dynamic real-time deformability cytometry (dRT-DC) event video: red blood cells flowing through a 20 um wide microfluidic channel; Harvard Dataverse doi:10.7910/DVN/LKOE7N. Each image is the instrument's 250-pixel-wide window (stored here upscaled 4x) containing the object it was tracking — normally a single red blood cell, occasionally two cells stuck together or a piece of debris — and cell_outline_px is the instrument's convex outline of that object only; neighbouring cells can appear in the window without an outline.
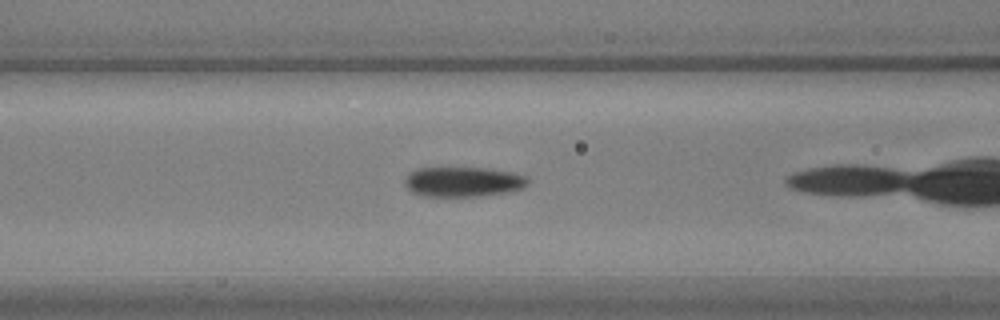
{"species": "common noctule bat (a hibernating species)", "species_latin": "Nyctalus noctula", "temperature_condition": "warm", "stored_images_in_passage": 41, "camera_frame_rate_fps": 3000, "um_per_image_px": 0.085, "animal": {"sex": "male", "body_mass_g": 17.9, "forearm_length_mm": 54.2}, "frame": {"image": 1, "passage_image": 6, "time_ms": 1.667, "image_size_px": [1000, 320], "cell_outline_px": [[528, 184], [524, 188], [508, 192], [480, 196], [424, 196], [412, 192], [404, 184], [404, 180], [408, 172], [416, 168], [488, 168], [512, 172], [528, 176]], "centroid_in_image_um": [39.37, 15.45], "position_along_channel_um": 127.2, "area_um2": 21.68}}
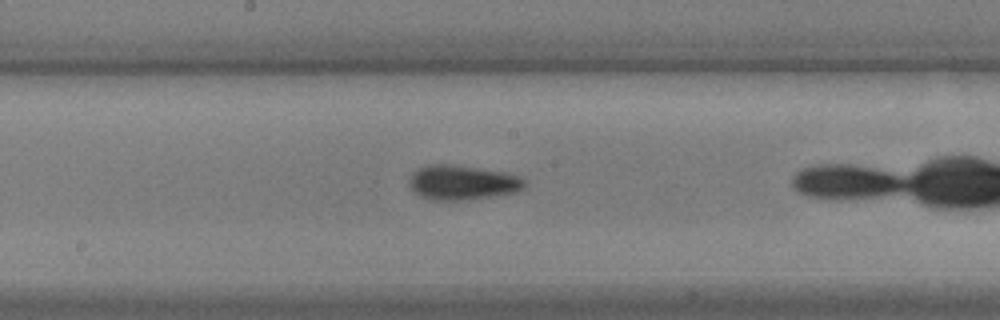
{"frame": {"image": 2, "passage_image": 13, "time_ms": 4.0, "image_size_px": [1000, 320], "cell_outline_px": [[524, 188], [516, 192], [468, 200], [428, 200], [412, 192], [408, 184], [408, 180], [412, 172], [428, 164], [448, 164], [504, 172], [516, 176], [524, 180]], "centroid_in_image_um": [39.22, 15.53], "position_along_channel_um": 209.0, "area_um2": 23.29}}
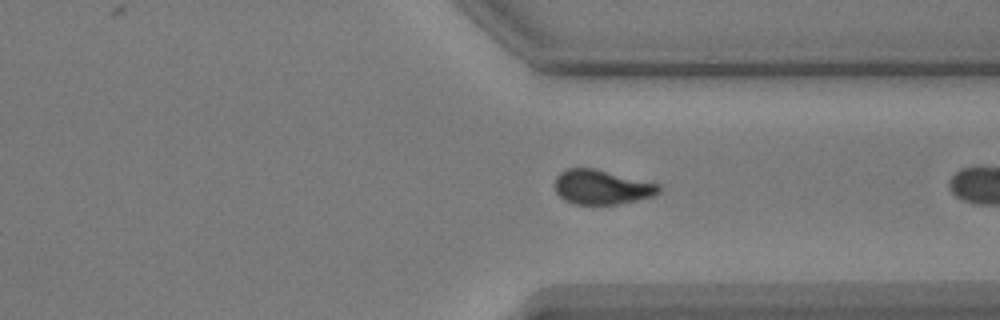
{"frame": {"image": 3, "passage_image": 26, "time_ms": 8.333, "image_size_px": [1000, 320], "cell_outline_px": [[660, 192], [656, 196], [616, 204], [572, 204], [564, 200], [556, 192], [556, 176], [560, 172], [568, 168], [592, 168], [660, 184]], "centroid_in_image_um": [51.15, 15.91], "position_along_channel_um": 360.2, "area_um2": 20.81}}